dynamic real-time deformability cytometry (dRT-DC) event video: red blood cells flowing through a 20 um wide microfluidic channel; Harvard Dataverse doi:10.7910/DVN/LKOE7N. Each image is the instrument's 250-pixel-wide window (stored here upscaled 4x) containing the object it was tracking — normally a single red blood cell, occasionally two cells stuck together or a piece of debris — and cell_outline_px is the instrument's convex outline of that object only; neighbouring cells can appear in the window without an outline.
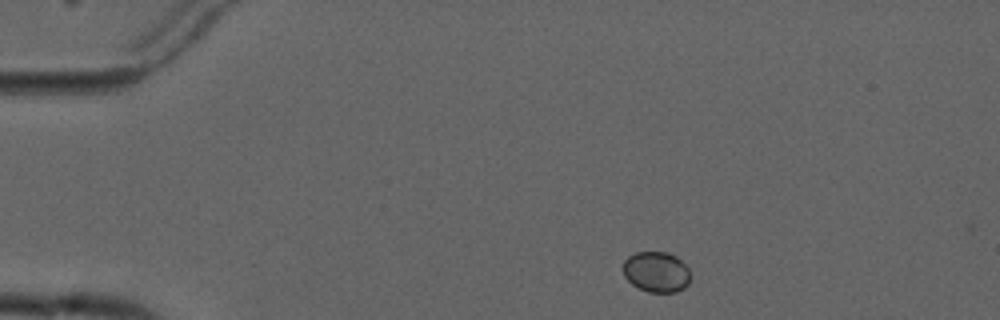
{"species": "common noctule bat (a hibernating species)", "species_latin": "Nyctalus noctula", "temperature_condition": "cold", "stored_images_in_passage": 9, "camera_frame_rate_fps": 3000, "um_per_image_px": 0.085, "animal": {"sex": "male", "forearm_length_mm": 52.5}, "frame": {"image": 1, "passage_image": 1, "time_ms": 0.0, "image_size_px": [1000, 320], "cell_outline_px": [[688, 284], [684, 288], [676, 292], [648, 292], [632, 284], [624, 276], [624, 260], [628, 256], [636, 252], [668, 252], [676, 256], [688, 268]], "centroid_in_image_um": [55.77, 23.1], "position_along_channel_um": 29.2, "area_um2": 15.78}}
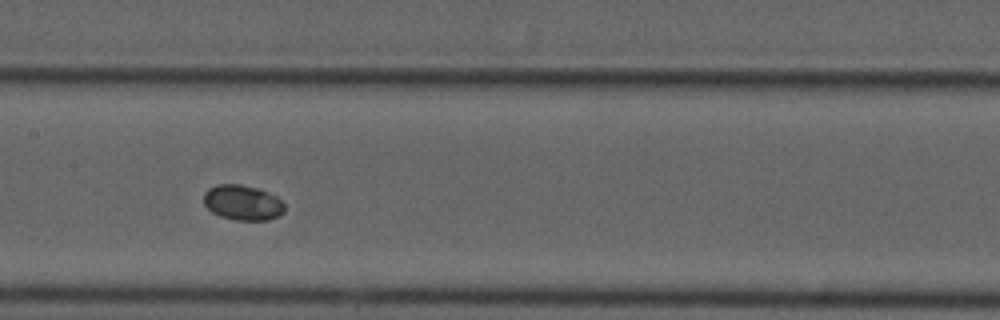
{"frame": {"image": 2, "passage_image": 6, "time_ms": 6.0, "image_size_px": [1000, 320], "cell_outline_px": [[284, 212], [268, 220], [236, 220], [220, 216], [212, 212], [204, 204], [204, 192], [208, 188], [216, 184], [240, 184], [260, 188], [276, 196], [284, 204]], "centroid_in_image_um": [20.61, 17.2], "position_along_channel_um": 186.8, "area_um2": 16.65}}
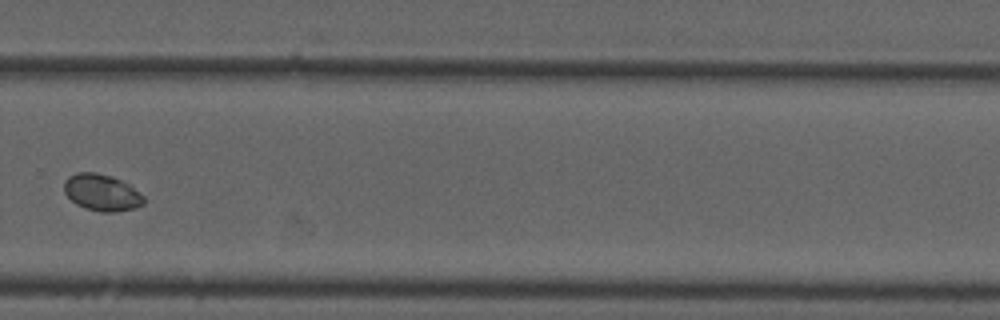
{"frame": {"image": 3, "passage_image": 9, "time_ms": 9.667, "image_size_px": [1000, 320], "cell_outline_px": [[144, 204], [136, 208], [116, 212], [100, 212], [84, 208], [76, 204], [64, 192], [64, 180], [68, 176], [76, 172], [96, 172], [112, 176], [128, 184], [144, 196]], "centroid_in_image_um": [8.64, 16.37], "position_along_channel_um": 321.2, "area_um2": 17.17}}